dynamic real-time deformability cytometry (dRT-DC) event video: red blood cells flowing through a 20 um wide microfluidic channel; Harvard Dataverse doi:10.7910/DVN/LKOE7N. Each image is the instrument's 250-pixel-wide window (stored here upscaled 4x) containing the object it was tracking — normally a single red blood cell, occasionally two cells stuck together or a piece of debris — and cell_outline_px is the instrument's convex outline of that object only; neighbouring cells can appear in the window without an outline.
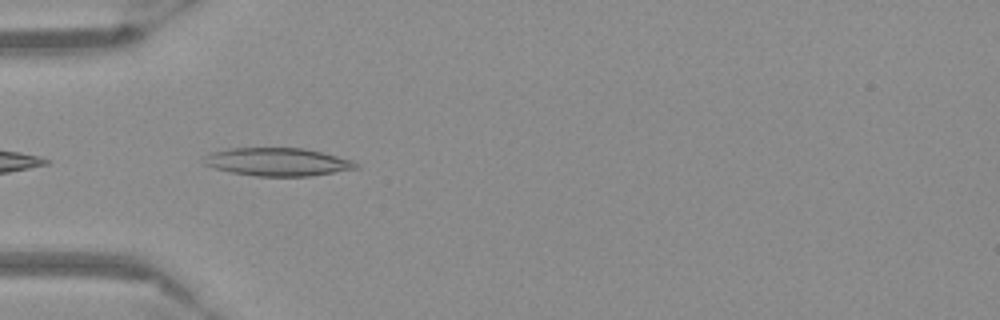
{"species": "Egyptian fruit bat (a non-hibernating species)", "species_latin": "Rousettus aegyptiacus", "temperature_condition": "warm", "stored_images_in_passage": 4, "camera_frame_rate_fps": 3000, "um_per_image_px": 0.085, "frame": {"image": 1, "passage_image": 1, "time_ms": 0.0, "image_size_px": [1000, 320], "cell_outline_px": [[360, 168], [312, 176], [256, 176], [232, 172], [216, 168], [204, 164], [204, 156], [208, 152], [228, 148], [304, 148], [352, 160]], "centroid_in_image_um": [23.57, 13.76], "position_along_channel_um": 61.4, "area_um2": 24.8}}
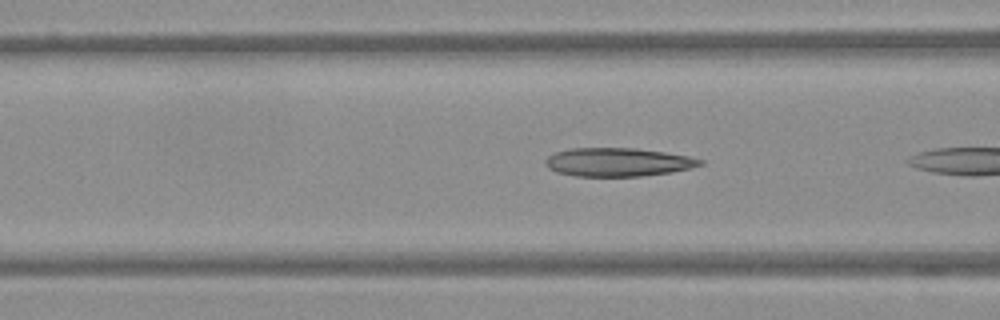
{"frame": {"image": 2, "passage_image": 3, "time_ms": 0.667, "image_size_px": [1000, 320], "cell_outline_px": [[704, 164], [672, 172], [640, 176], [576, 176], [556, 172], [548, 168], [544, 164], [544, 160], [548, 156], [556, 152], [568, 148], [636, 148], [664, 152], [688, 156], [704, 160]], "centroid_in_image_um": [52.48, 13.78], "position_along_channel_um": 114.1, "area_um2": 25.72}}